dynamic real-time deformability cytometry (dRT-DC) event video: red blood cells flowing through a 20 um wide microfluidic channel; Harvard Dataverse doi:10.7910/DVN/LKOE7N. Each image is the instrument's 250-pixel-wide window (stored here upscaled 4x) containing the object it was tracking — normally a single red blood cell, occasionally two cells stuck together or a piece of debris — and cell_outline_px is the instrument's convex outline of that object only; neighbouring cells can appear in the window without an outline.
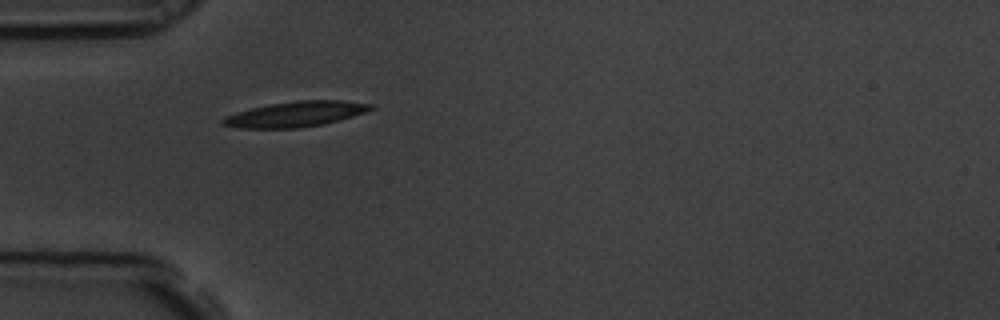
{"species": "common noctule bat (a hibernating species)", "species_latin": "Nyctalus noctula", "temperature_condition": "room temperature", "stored_images_in_passage": 7, "camera_frame_rate_fps": 3000, "um_per_image_px": 0.085, "animal": {"sex": "male", "body_mass_g": 19.5, "forearm_length_mm": 54.6}, "frame": {"image": 1, "passage_image": 6, "time_ms": 1.667, "image_size_px": [1000, 320], "cell_outline_px": [[376, 108], [352, 116], [324, 124], [300, 128], [240, 128], [224, 124], [220, 120], [224, 116], [236, 112], [268, 104], [300, 100], [344, 100], [376, 104]], "centroid_in_image_um": [25.17, 9.69], "position_along_channel_um": 59.8, "area_um2": 21.91}}
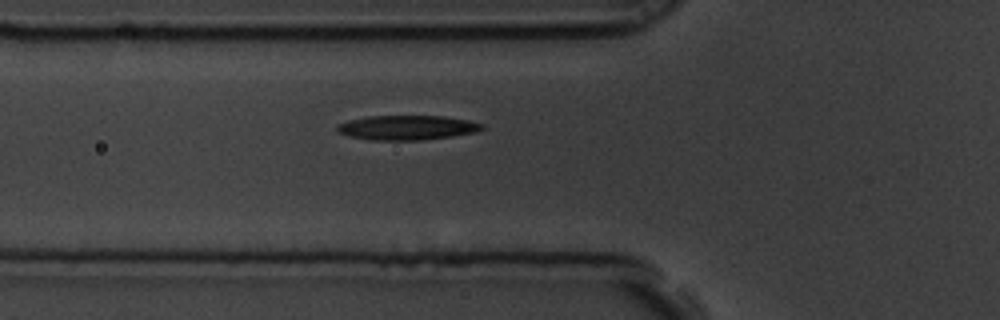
{"frame": {"image": 2, "passage_image": 7, "time_ms": 2.0, "image_size_px": [1000, 320], "cell_outline_px": [[484, 128], [476, 132], [452, 136], [424, 140], [372, 140], [348, 136], [340, 132], [336, 128], [336, 124], [348, 120], [368, 116], [444, 116], [468, 120], [484, 124]], "centroid_in_image_um": [34.6, 10.84], "position_along_channel_um": 91.2, "area_um2": 20.81}}